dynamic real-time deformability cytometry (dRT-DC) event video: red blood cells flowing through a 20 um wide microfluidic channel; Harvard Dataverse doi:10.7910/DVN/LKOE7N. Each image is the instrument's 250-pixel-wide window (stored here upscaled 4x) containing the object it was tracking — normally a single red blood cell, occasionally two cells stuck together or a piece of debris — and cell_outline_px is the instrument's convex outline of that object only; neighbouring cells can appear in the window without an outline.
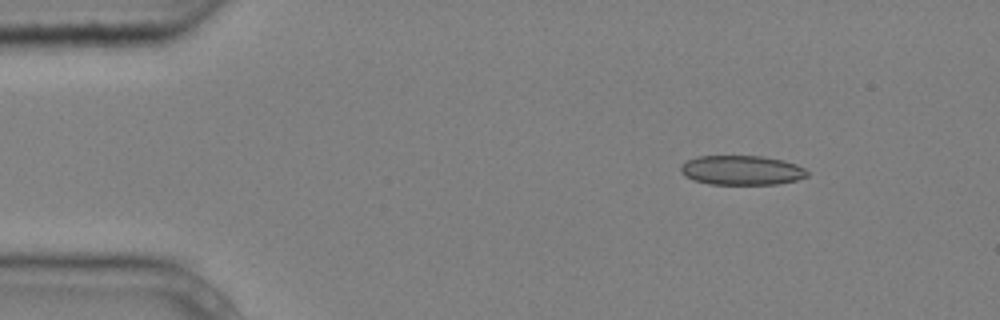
{"species": "common noctule bat (a hibernating species)", "species_latin": "Nyctalus noctula", "temperature_condition": "cold", "stored_images_in_passage": 6, "camera_frame_rate_fps": 3000, "um_per_image_px": 0.085, "animal": {"sex": "male", "body_mass_g": 20.4}, "frame": {"image": 1, "passage_image": 2, "time_ms": 0.333, "image_size_px": [1000, 320], "cell_outline_px": [[808, 176], [796, 180], [776, 184], [708, 184], [684, 176], [680, 172], [680, 164], [696, 156], [764, 156], [784, 160], [796, 164], [804, 168], [808, 172]], "centroid_in_image_um": [63.03, 14.46], "position_along_channel_um": 22.0, "area_um2": 21.85}}
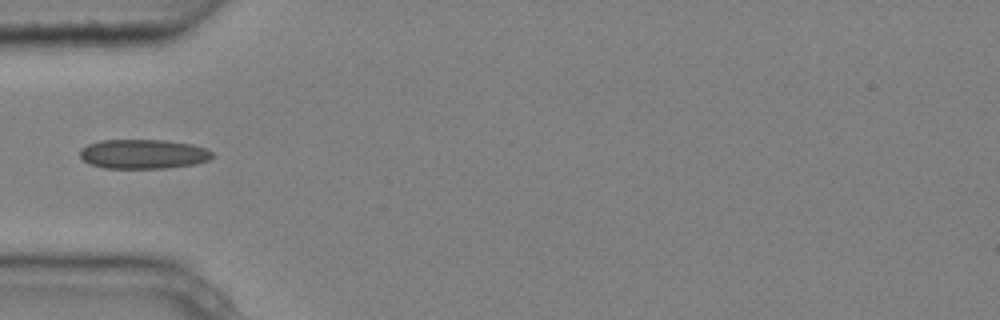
{"frame": {"image": 2, "passage_image": 5, "time_ms": 1.333, "image_size_px": [1000, 320], "cell_outline_px": [[212, 156], [208, 160], [196, 164], [164, 168], [104, 168], [88, 164], [80, 156], [80, 148], [88, 144], [100, 140], [164, 140], [192, 144], [204, 148], [212, 152]], "centroid_in_image_um": [12.14, 13.09], "position_along_channel_um": 72.9, "area_um2": 22.72}}
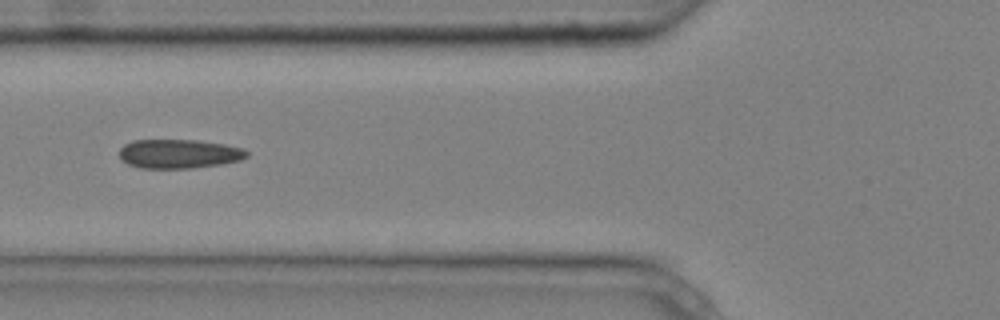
{"frame": {"image": 3, "passage_image": 6, "time_ms": 1.667, "image_size_px": [1000, 320], "cell_outline_px": [[248, 156], [240, 160], [220, 164], [192, 168], [140, 168], [128, 164], [120, 160], [120, 148], [124, 144], [132, 140], [196, 140], [224, 144], [244, 148], [248, 152]], "centroid_in_image_um": [15.19, 13.07], "position_along_channel_um": 110.6, "area_um2": 21.68}}